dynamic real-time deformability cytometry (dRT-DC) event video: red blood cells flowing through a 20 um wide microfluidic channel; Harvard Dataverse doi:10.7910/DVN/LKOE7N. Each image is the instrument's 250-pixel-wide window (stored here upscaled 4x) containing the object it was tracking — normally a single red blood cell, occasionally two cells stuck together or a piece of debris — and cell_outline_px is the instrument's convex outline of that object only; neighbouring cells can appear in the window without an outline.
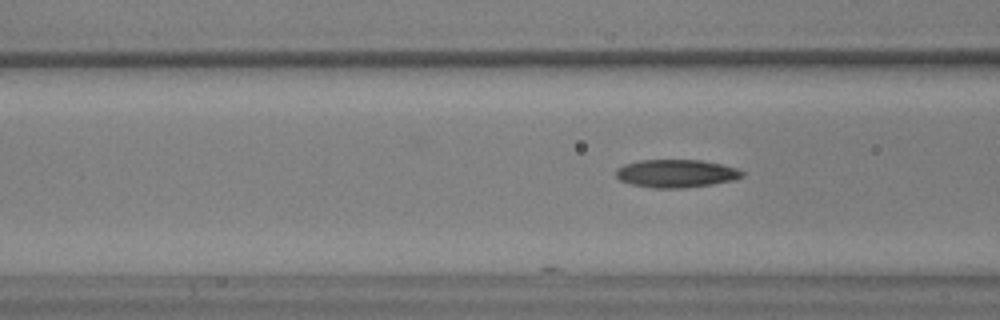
{"species": "common noctule bat (a hibernating species)", "species_latin": "Nyctalus noctula", "temperature_condition": "warm", "stored_images_in_passage": 9, "camera_frame_rate_fps": 3000, "um_per_image_px": 0.085, "animal": {"sex": "male", "body_mass_g": 17.9, "forearm_length_mm": 54.2}, "frame": {"image": 1, "passage_image": 9, "time_ms": 2.667, "image_size_px": [1000, 320], "cell_outline_px": [[744, 176], [732, 180], [712, 184], [684, 188], [652, 188], [632, 184], [620, 180], [616, 176], [616, 168], [624, 164], [640, 160], [700, 160], [720, 164], [736, 168], [744, 172]], "centroid_in_image_um": [57.45, 14.74], "position_along_channel_um": 109.2, "area_um2": 20.52}}